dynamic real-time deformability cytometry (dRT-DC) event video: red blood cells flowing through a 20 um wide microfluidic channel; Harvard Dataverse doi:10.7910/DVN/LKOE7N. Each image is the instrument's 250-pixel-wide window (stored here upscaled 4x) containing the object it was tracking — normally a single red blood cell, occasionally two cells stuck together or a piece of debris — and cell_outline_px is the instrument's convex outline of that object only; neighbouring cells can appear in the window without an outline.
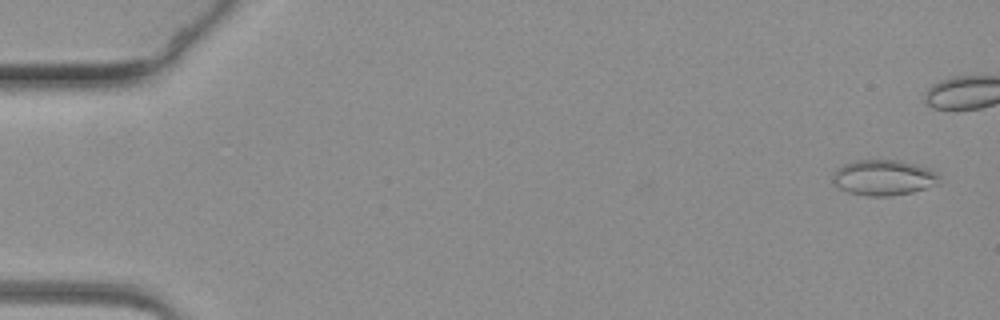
{"species": "common noctule bat (a hibernating species)", "species_latin": "Nyctalus noctula", "temperature_condition": "warm", "stored_images_in_passage": 50, "camera_frame_rate_fps": 3000, "um_per_image_px": 0.085, "animal": {"sex": "female", "body_mass_g": 19.3, "forearm_length_mm": 54.1}, "frame": {"image": 1, "passage_image": 3, "time_ms": 0.667, "image_size_px": [1000, 320], "cell_outline_px": [[940, 184], [912, 192], [888, 196], [868, 196], [848, 192], [840, 188], [832, 180], [832, 172], [836, 168], [844, 164], [856, 160], [900, 160], [916, 164], [928, 168], [936, 172], [940, 176]], "centroid_in_image_um": [75.12, 15.09], "position_along_channel_um": 9.9, "area_um2": 22.25}}
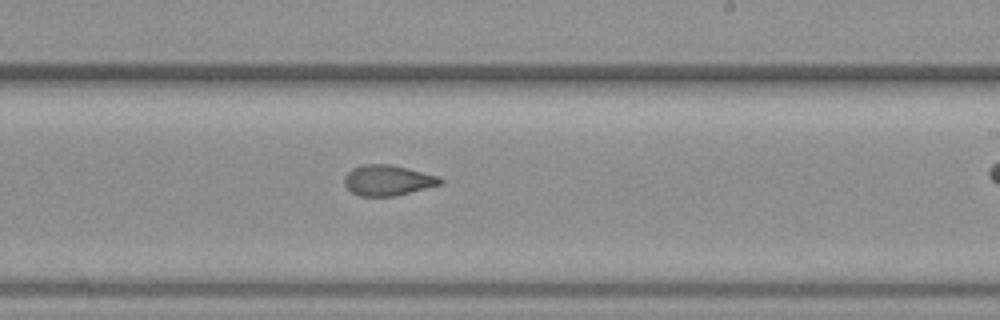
{"frame": {"image": 2, "passage_image": 38, "time_ms": 12.333, "image_size_px": [1000, 320], "cell_outline_px": [[444, 184], [396, 196], [360, 196], [352, 192], [344, 184], [344, 176], [352, 168], [364, 164], [392, 164], [440, 176], [444, 180]], "centroid_in_image_um": [33.01, 15.32], "position_along_channel_um": 256.0, "area_um2": 17.34}}
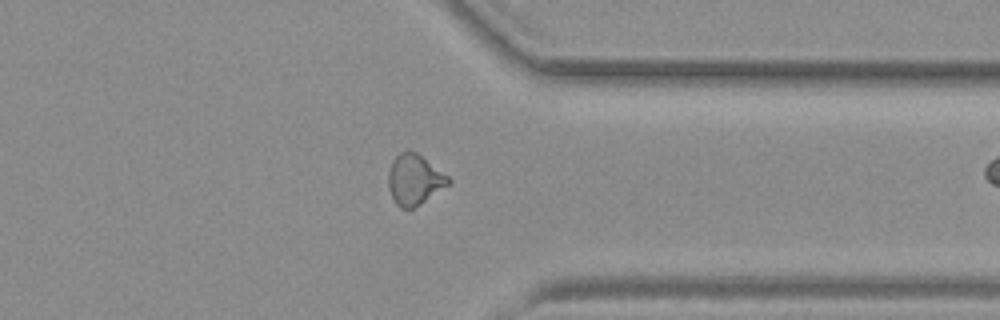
{"frame": {"image": 3, "passage_image": 49, "time_ms": 16.0, "image_size_px": [1000, 320], "cell_outline_px": [[452, 180], [448, 184], [420, 204], [412, 208], [400, 208], [396, 204], [388, 188], [388, 172], [392, 160], [400, 152], [408, 148], [416, 152], [448, 176]], "centroid_in_image_um": [35.19, 15.24], "position_along_channel_um": 376.2, "area_um2": 17.51}}